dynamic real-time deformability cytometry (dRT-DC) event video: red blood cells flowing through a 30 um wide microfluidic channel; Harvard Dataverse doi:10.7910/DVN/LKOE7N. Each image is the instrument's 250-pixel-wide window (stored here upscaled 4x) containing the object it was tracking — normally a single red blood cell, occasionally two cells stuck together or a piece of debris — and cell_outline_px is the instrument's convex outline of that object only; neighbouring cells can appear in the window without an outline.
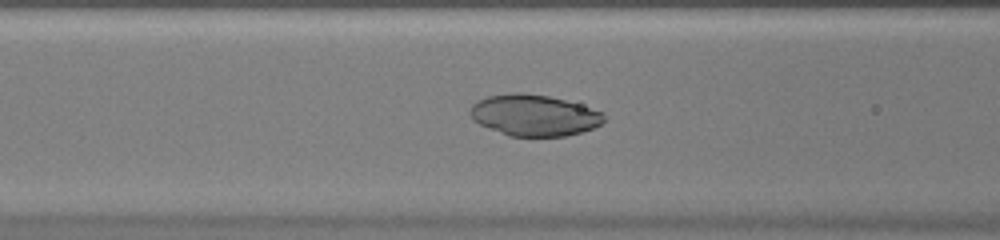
{"species": "common noctule bat (a hibernating species)", "species_latin": "Nyctalus noctula", "temperature_condition": "warm", "stored_images_in_passage": 35, "camera_frame_rate_fps": 3000, "um_per_image_px": 0.085, "animal": {"sex": "female", "body_mass_g": 20.0, "forearm_length_mm": 54.0}, "frame": {"image": 1, "passage_image": 8, "time_ms": 2.333, "image_size_px": [1000, 240], "cell_outline_px": [[604, 120], [600, 124], [592, 128], [580, 132], [564, 136], [508, 136], [488, 128], [472, 120], [468, 112], [472, 104], [488, 96], [512, 92], [524, 92], [548, 96], [564, 100], [604, 112]], "centroid_in_image_um": [45.35, 9.79], "position_along_channel_um": 121.3, "area_um2": 32.14}}
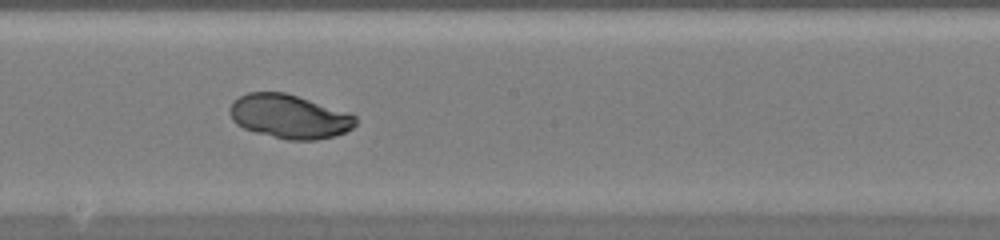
{"frame": {"image": 2, "passage_image": 15, "time_ms": 4.667, "image_size_px": [1000, 240], "cell_outline_px": [[356, 124], [352, 128], [344, 132], [332, 136], [316, 140], [288, 140], [256, 132], [244, 128], [236, 124], [232, 120], [232, 104], [240, 96], [248, 92], [284, 92], [352, 112], [356, 116]], "centroid_in_image_um": [24.65, 9.9], "position_along_channel_um": 223.5, "area_um2": 32.02}}
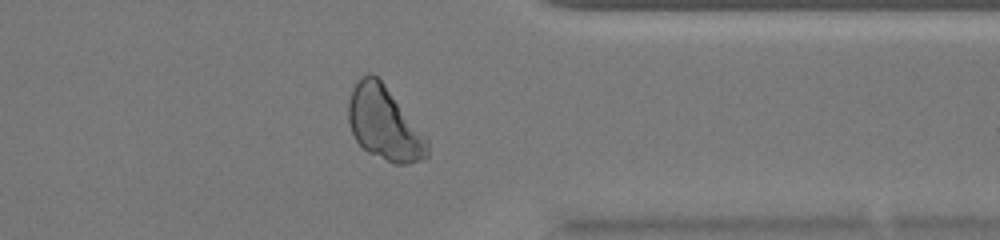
{"frame": {"image": 3, "passage_image": 26, "time_ms": 8.333, "image_size_px": [1000, 240], "cell_outline_px": [[428, 156], [420, 160], [408, 164], [396, 164], [368, 152], [356, 140], [352, 132], [348, 120], [348, 100], [352, 88], [368, 72], [372, 72], [384, 84], [428, 140]], "centroid_in_image_um": [32.64, 10.5], "position_along_channel_um": 378.8, "area_um2": 33.18}}